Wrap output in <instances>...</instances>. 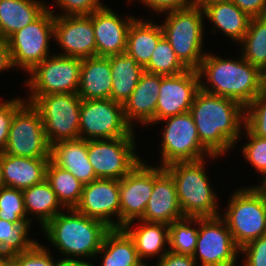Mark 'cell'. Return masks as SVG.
I'll return each mask as SVG.
<instances>
[{"instance_id": "5", "label": "cell", "mask_w": 266, "mask_h": 266, "mask_svg": "<svg viewBox=\"0 0 266 266\" xmlns=\"http://www.w3.org/2000/svg\"><path fill=\"white\" fill-rule=\"evenodd\" d=\"M163 34L176 57L187 69L197 70L206 55L204 41V12L202 8L188 7L165 12Z\"/></svg>"}, {"instance_id": "42", "label": "cell", "mask_w": 266, "mask_h": 266, "mask_svg": "<svg viewBox=\"0 0 266 266\" xmlns=\"http://www.w3.org/2000/svg\"><path fill=\"white\" fill-rule=\"evenodd\" d=\"M101 0H55L56 5L64 12L55 16L90 15L104 5Z\"/></svg>"}, {"instance_id": "1", "label": "cell", "mask_w": 266, "mask_h": 266, "mask_svg": "<svg viewBox=\"0 0 266 266\" xmlns=\"http://www.w3.org/2000/svg\"><path fill=\"white\" fill-rule=\"evenodd\" d=\"M189 112L202 145L212 155L222 156L238 143L245 124V107L240 103L200 88Z\"/></svg>"}, {"instance_id": "37", "label": "cell", "mask_w": 266, "mask_h": 266, "mask_svg": "<svg viewBox=\"0 0 266 266\" xmlns=\"http://www.w3.org/2000/svg\"><path fill=\"white\" fill-rule=\"evenodd\" d=\"M29 218L24 208L22 190L2 187L0 189V219L20 224L23 221H32L33 218Z\"/></svg>"}, {"instance_id": "22", "label": "cell", "mask_w": 266, "mask_h": 266, "mask_svg": "<svg viewBox=\"0 0 266 266\" xmlns=\"http://www.w3.org/2000/svg\"><path fill=\"white\" fill-rule=\"evenodd\" d=\"M50 158H27L3 153L0 166L6 187L24 190L46 179Z\"/></svg>"}, {"instance_id": "11", "label": "cell", "mask_w": 266, "mask_h": 266, "mask_svg": "<svg viewBox=\"0 0 266 266\" xmlns=\"http://www.w3.org/2000/svg\"><path fill=\"white\" fill-rule=\"evenodd\" d=\"M82 59L52 55L36 65L28 74L26 85L30 97L50 94L77 93L81 73Z\"/></svg>"}, {"instance_id": "25", "label": "cell", "mask_w": 266, "mask_h": 266, "mask_svg": "<svg viewBox=\"0 0 266 266\" xmlns=\"http://www.w3.org/2000/svg\"><path fill=\"white\" fill-rule=\"evenodd\" d=\"M203 12L214 25L212 31L218 29L236 43H240L248 31L251 17L231 0L210 3L203 8Z\"/></svg>"}, {"instance_id": "8", "label": "cell", "mask_w": 266, "mask_h": 266, "mask_svg": "<svg viewBox=\"0 0 266 266\" xmlns=\"http://www.w3.org/2000/svg\"><path fill=\"white\" fill-rule=\"evenodd\" d=\"M55 12L48 7L37 19L8 39L13 67L29 73L50 56L49 43L54 38Z\"/></svg>"}, {"instance_id": "34", "label": "cell", "mask_w": 266, "mask_h": 266, "mask_svg": "<svg viewBox=\"0 0 266 266\" xmlns=\"http://www.w3.org/2000/svg\"><path fill=\"white\" fill-rule=\"evenodd\" d=\"M31 221L15 224L0 219V250L8 257L30 250L38 241L28 238Z\"/></svg>"}, {"instance_id": "54", "label": "cell", "mask_w": 266, "mask_h": 266, "mask_svg": "<svg viewBox=\"0 0 266 266\" xmlns=\"http://www.w3.org/2000/svg\"><path fill=\"white\" fill-rule=\"evenodd\" d=\"M7 256L0 250V264Z\"/></svg>"}, {"instance_id": "3", "label": "cell", "mask_w": 266, "mask_h": 266, "mask_svg": "<svg viewBox=\"0 0 266 266\" xmlns=\"http://www.w3.org/2000/svg\"><path fill=\"white\" fill-rule=\"evenodd\" d=\"M66 211L67 214L60 212L41 228L47 240L61 255H66L63 261H85L87 258H96L103 239L111 228L103 221L90 218L75 209Z\"/></svg>"}, {"instance_id": "52", "label": "cell", "mask_w": 266, "mask_h": 266, "mask_svg": "<svg viewBox=\"0 0 266 266\" xmlns=\"http://www.w3.org/2000/svg\"><path fill=\"white\" fill-rule=\"evenodd\" d=\"M262 93L266 94V67L262 70Z\"/></svg>"}, {"instance_id": "47", "label": "cell", "mask_w": 266, "mask_h": 266, "mask_svg": "<svg viewBox=\"0 0 266 266\" xmlns=\"http://www.w3.org/2000/svg\"><path fill=\"white\" fill-rule=\"evenodd\" d=\"M14 69L8 41L0 37V72Z\"/></svg>"}, {"instance_id": "27", "label": "cell", "mask_w": 266, "mask_h": 266, "mask_svg": "<svg viewBox=\"0 0 266 266\" xmlns=\"http://www.w3.org/2000/svg\"><path fill=\"white\" fill-rule=\"evenodd\" d=\"M47 8L43 0H0V37L7 40L37 19Z\"/></svg>"}, {"instance_id": "40", "label": "cell", "mask_w": 266, "mask_h": 266, "mask_svg": "<svg viewBox=\"0 0 266 266\" xmlns=\"http://www.w3.org/2000/svg\"><path fill=\"white\" fill-rule=\"evenodd\" d=\"M45 245L37 242L30 250L10 256L16 266H60L62 259L53 260Z\"/></svg>"}, {"instance_id": "45", "label": "cell", "mask_w": 266, "mask_h": 266, "mask_svg": "<svg viewBox=\"0 0 266 266\" xmlns=\"http://www.w3.org/2000/svg\"><path fill=\"white\" fill-rule=\"evenodd\" d=\"M251 18L266 16V0H231Z\"/></svg>"}, {"instance_id": "19", "label": "cell", "mask_w": 266, "mask_h": 266, "mask_svg": "<svg viewBox=\"0 0 266 266\" xmlns=\"http://www.w3.org/2000/svg\"><path fill=\"white\" fill-rule=\"evenodd\" d=\"M184 218L173 177L164 167H154L153 192L140 220L170 225Z\"/></svg>"}, {"instance_id": "16", "label": "cell", "mask_w": 266, "mask_h": 266, "mask_svg": "<svg viewBox=\"0 0 266 266\" xmlns=\"http://www.w3.org/2000/svg\"><path fill=\"white\" fill-rule=\"evenodd\" d=\"M75 210L103 221L110 228H120L119 180L97 178L84 184ZM114 215L117 220L113 219Z\"/></svg>"}, {"instance_id": "6", "label": "cell", "mask_w": 266, "mask_h": 266, "mask_svg": "<svg viewBox=\"0 0 266 266\" xmlns=\"http://www.w3.org/2000/svg\"><path fill=\"white\" fill-rule=\"evenodd\" d=\"M39 112L49 145L80 139L81 98L77 93L50 94L28 97Z\"/></svg>"}, {"instance_id": "43", "label": "cell", "mask_w": 266, "mask_h": 266, "mask_svg": "<svg viewBox=\"0 0 266 266\" xmlns=\"http://www.w3.org/2000/svg\"><path fill=\"white\" fill-rule=\"evenodd\" d=\"M240 253L245 256L243 266H266V235L242 246Z\"/></svg>"}, {"instance_id": "14", "label": "cell", "mask_w": 266, "mask_h": 266, "mask_svg": "<svg viewBox=\"0 0 266 266\" xmlns=\"http://www.w3.org/2000/svg\"><path fill=\"white\" fill-rule=\"evenodd\" d=\"M240 248L235 244L224 219L199 218V229L193 258L202 266H236Z\"/></svg>"}, {"instance_id": "32", "label": "cell", "mask_w": 266, "mask_h": 266, "mask_svg": "<svg viewBox=\"0 0 266 266\" xmlns=\"http://www.w3.org/2000/svg\"><path fill=\"white\" fill-rule=\"evenodd\" d=\"M46 180L55 191L61 205L65 209H75L81 199L83 184L51 160L47 166Z\"/></svg>"}, {"instance_id": "53", "label": "cell", "mask_w": 266, "mask_h": 266, "mask_svg": "<svg viewBox=\"0 0 266 266\" xmlns=\"http://www.w3.org/2000/svg\"><path fill=\"white\" fill-rule=\"evenodd\" d=\"M5 184H4V181H3V175H2V169H1V166H0V189L2 187H4Z\"/></svg>"}, {"instance_id": "17", "label": "cell", "mask_w": 266, "mask_h": 266, "mask_svg": "<svg viewBox=\"0 0 266 266\" xmlns=\"http://www.w3.org/2000/svg\"><path fill=\"white\" fill-rule=\"evenodd\" d=\"M199 89L200 79L197 70L187 69L177 75L163 76L158 93L155 123L170 116L189 112Z\"/></svg>"}, {"instance_id": "28", "label": "cell", "mask_w": 266, "mask_h": 266, "mask_svg": "<svg viewBox=\"0 0 266 266\" xmlns=\"http://www.w3.org/2000/svg\"><path fill=\"white\" fill-rule=\"evenodd\" d=\"M164 36L162 26L152 19L135 18L129 26L125 53L145 67L158 41Z\"/></svg>"}, {"instance_id": "31", "label": "cell", "mask_w": 266, "mask_h": 266, "mask_svg": "<svg viewBox=\"0 0 266 266\" xmlns=\"http://www.w3.org/2000/svg\"><path fill=\"white\" fill-rule=\"evenodd\" d=\"M22 192L27 216L34 214L36 216L34 218L40 221L39 224L42 228L57 214L62 212V208L65 211L55 191L46 179L41 183L22 190Z\"/></svg>"}, {"instance_id": "4", "label": "cell", "mask_w": 266, "mask_h": 266, "mask_svg": "<svg viewBox=\"0 0 266 266\" xmlns=\"http://www.w3.org/2000/svg\"><path fill=\"white\" fill-rule=\"evenodd\" d=\"M206 161L175 162L164 167L175 181L184 217L205 218L222 214L218 211V198L206 174Z\"/></svg>"}, {"instance_id": "12", "label": "cell", "mask_w": 266, "mask_h": 266, "mask_svg": "<svg viewBox=\"0 0 266 266\" xmlns=\"http://www.w3.org/2000/svg\"><path fill=\"white\" fill-rule=\"evenodd\" d=\"M133 129L126 123L123 104L111 99H82L80 139L102 140L126 137Z\"/></svg>"}, {"instance_id": "7", "label": "cell", "mask_w": 266, "mask_h": 266, "mask_svg": "<svg viewBox=\"0 0 266 266\" xmlns=\"http://www.w3.org/2000/svg\"><path fill=\"white\" fill-rule=\"evenodd\" d=\"M224 215L235 244L241 248L266 235V204L254 187H242L232 193Z\"/></svg>"}, {"instance_id": "35", "label": "cell", "mask_w": 266, "mask_h": 266, "mask_svg": "<svg viewBox=\"0 0 266 266\" xmlns=\"http://www.w3.org/2000/svg\"><path fill=\"white\" fill-rule=\"evenodd\" d=\"M198 229L199 218L184 217L171 223L169 225L168 250L177 254L193 256L198 238Z\"/></svg>"}, {"instance_id": "41", "label": "cell", "mask_w": 266, "mask_h": 266, "mask_svg": "<svg viewBox=\"0 0 266 266\" xmlns=\"http://www.w3.org/2000/svg\"><path fill=\"white\" fill-rule=\"evenodd\" d=\"M13 98L8 101L0 100V155L5 152L10 126L14 114L26 103L24 98Z\"/></svg>"}, {"instance_id": "39", "label": "cell", "mask_w": 266, "mask_h": 266, "mask_svg": "<svg viewBox=\"0 0 266 266\" xmlns=\"http://www.w3.org/2000/svg\"><path fill=\"white\" fill-rule=\"evenodd\" d=\"M245 135L248 138L247 143L242 145V154L249 164L254 167L255 171L266 175V138L253 135L245 126ZM250 140V141H249Z\"/></svg>"}, {"instance_id": "50", "label": "cell", "mask_w": 266, "mask_h": 266, "mask_svg": "<svg viewBox=\"0 0 266 266\" xmlns=\"http://www.w3.org/2000/svg\"><path fill=\"white\" fill-rule=\"evenodd\" d=\"M60 266H94L89 261H63Z\"/></svg>"}, {"instance_id": "51", "label": "cell", "mask_w": 266, "mask_h": 266, "mask_svg": "<svg viewBox=\"0 0 266 266\" xmlns=\"http://www.w3.org/2000/svg\"><path fill=\"white\" fill-rule=\"evenodd\" d=\"M0 266H16L15 265V261L11 258V257H6L2 263L0 264Z\"/></svg>"}, {"instance_id": "24", "label": "cell", "mask_w": 266, "mask_h": 266, "mask_svg": "<svg viewBox=\"0 0 266 266\" xmlns=\"http://www.w3.org/2000/svg\"><path fill=\"white\" fill-rule=\"evenodd\" d=\"M112 71L110 56H94L82 59L77 94L81 99H110Z\"/></svg>"}, {"instance_id": "49", "label": "cell", "mask_w": 266, "mask_h": 266, "mask_svg": "<svg viewBox=\"0 0 266 266\" xmlns=\"http://www.w3.org/2000/svg\"><path fill=\"white\" fill-rule=\"evenodd\" d=\"M219 0H190V7L204 8L206 5Z\"/></svg>"}, {"instance_id": "20", "label": "cell", "mask_w": 266, "mask_h": 266, "mask_svg": "<svg viewBox=\"0 0 266 266\" xmlns=\"http://www.w3.org/2000/svg\"><path fill=\"white\" fill-rule=\"evenodd\" d=\"M134 19V16L121 18L106 5L94 11L92 26L97 56L108 57L125 53L128 29Z\"/></svg>"}, {"instance_id": "33", "label": "cell", "mask_w": 266, "mask_h": 266, "mask_svg": "<svg viewBox=\"0 0 266 266\" xmlns=\"http://www.w3.org/2000/svg\"><path fill=\"white\" fill-rule=\"evenodd\" d=\"M239 44L243 49L240 54L247 62L261 70L266 67V16L251 18Z\"/></svg>"}, {"instance_id": "38", "label": "cell", "mask_w": 266, "mask_h": 266, "mask_svg": "<svg viewBox=\"0 0 266 266\" xmlns=\"http://www.w3.org/2000/svg\"><path fill=\"white\" fill-rule=\"evenodd\" d=\"M244 126L253 135L266 138V94L261 93L245 107Z\"/></svg>"}, {"instance_id": "13", "label": "cell", "mask_w": 266, "mask_h": 266, "mask_svg": "<svg viewBox=\"0 0 266 266\" xmlns=\"http://www.w3.org/2000/svg\"><path fill=\"white\" fill-rule=\"evenodd\" d=\"M50 149L39 112L26 102L14 114L4 153L27 158H50Z\"/></svg>"}, {"instance_id": "48", "label": "cell", "mask_w": 266, "mask_h": 266, "mask_svg": "<svg viewBox=\"0 0 266 266\" xmlns=\"http://www.w3.org/2000/svg\"><path fill=\"white\" fill-rule=\"evenodd\" d=\"M261 185H254L255 190L262 196L264 203L266 204V175L262 177Z\"/></svg>"}, {"instance_id": "46", "label": "cell", "mask_w": 266, "mask_h": 266, "mask_svg": "<svg viewBox=\"0 0 266 266\" xmlns=\"http://www.w3.org/2000/svg\"><path fill=\"white\" fill-rule=\"evenodd\" d=\"M155 266H198L193 256L168 251Z\"/></svg>"}, {"instance_id": "23", "label": "cell", "mask_w": 266, "mask_h": 266, "mask_svg": "<svg viewBox=\"0 0 266 266\" xmlns=\"http://www.w3.org/2000/svg\"><path fill=\"white\" fill-rule=\"evenodd\" d=\"M50 160L69 171L83 185L97 179L88 160L87 141L84 139L60 141L51 145Z\"/></svg>"}, {"instance_id": "9", "label": "cell", "mask_w": 266, "mask_h": 266, "mask_svg": "<svg viewBox=\"0 0 266 266\" xmlns=\"http://www.w3.org/2000/svg\"><path fill=\"white\" fill-rule=\"evenodd\" d=\"M160 121L165 122L166 125L161 133L162 163L159 166L166 167L175 162L197 161L206 157L219 158L202 145L190 112L170 116Z\"/></svg>"}, {"instance_id": "15", "label": "cell", "mask_w": 266, "mask_h": 266, "mask_svg": "<svg viewBox=\"0 0 266 266\" xmlns=\"http://www.w3.org/2000/svg\"><path fill=\"white\" fill-rule=\"evenodd\" d=\"M153 185L154 166L142 160L119 180L120 228L143 217Z\"/></svg>"}, {"instance_id": "2", "label": "cell", "mask_w": 266, "mask_h": 266, "mask_svg": "<svg viewBox=\"0 0 266 266\" xmlns=\"http://www.w3.org/2000/svg\"><path fill=\"white\" fill-rule=\"evenodd\" d=\"M239 58L232 60L209 52L197 71L202 90L235 100L246 107L262 93V70L251 65L242 55ZM204 78L206 84L202 81Z\"/></svg>"}, {"instance_id": "10", "label": "cell", "mask_w": 266, "mask_h": 266, "mask_svg": "<svg viewBox=\"0 0 266 266\" xmlns=\"http://www.w3.org/2000/svg\"><path fill=\"white\" fill-rule=\"evenodd\" d=\"M133 129L126 137L88 140V160L97 178L121 180L141 160Z\"/></svg>"}, {"instance_id": "36", "label": "cell", "mask_w": 266, "mask_h": 266, "mask_svg": "<svg viewBox=\"0 0 266 266\" xmlns=\"http://www.w3.org/2000/svg\"><path fill=\"white\" fill-rule=\"evenodd\" d=\"M145 72L172 76L183 73L187 68L176 57L169 41L163 36L156 45L149 63L144 67Z\"/></svg>"}, {"instance_id": "21", "label": "cell", "mask_w": 266, "mask_h": 266, "mask_svg": "<svg viewBox=\"0 0 266 266\" xmlns=\"http://www.w3.org/2000/svg\"><path fill=\"white\" fill-rule=\"evenodd\" d=\"M162 77V75L144 72L134 91L124 102V118L132 129L134 128L133 123L137 121L145 126L155 124L156 105Z\"/></svg>"}, {"instance_id": "26", "label": "cell", "mask_w": 266, "mask_h": 266, "mask_svg": "<svg viewBox=\"0 0 266 266\" xmlns=\"http://www.w3.org/2000/svg\"><path fill=\"white\" fill-rule=\"evenodd\" d=\"M136 221L142 224L132 229L134 223L132 221L127 223L123 229L133 239L139 259L143 262L145 258L158 255L159 261L169 251L168 247L165 248L169 246V225L144 220Z\"/></svg>"}, {"instance_id": "44", "label": "cell", "mask_w": 266, "mask_h": 266, "mask_svg": "<svg viewBox=\"0 0 266 266\" xmlns=\"http://www.w3.org/2000/svg\"><path fill=\"white\" fill-rule=\"evenodd\" d=\"M156 13H165L190 7V0H138Z\"/></svg>"}, {"instance_id": "30", "label": "cell", "mask_w": 266, "mask_h": 266, "mask_svg": "<svg viewBox=\"0 0 266 266\" xmlns=\"http://www.w3.org/2000/svg\"><path fill=\"white\" fill-rule=\"evenodd\" d=\"M112 89L110 99L124 104L138 84L144 67L126 53L111 55Z\"/></svg>"}, {"instance_id": "18", "label": "cell", "mask_w": 266, "mask_h": 266, "mask_svg": "<svg viewBox=\"0 0 266 266\" xmlns=\"http://www.w3.org/2000/svg\"><path fill=\"white\" fill-rule=\"evenodd\" d=\"M54 40L62 48L58 55L80 59L97 56L92 14L55 16Z\"/></svg>"}, {"instance_id": "29", "label": "cell", "mask_w": 266, "mask_h": 266, "mask_svg": "<svg viewBox=\"0 0 266 266\" xmlns=\"http://www.w3.org/2000/svg\"><path fill=\"white\" fill-rule=\"evenodd\" d=\"M102 254L100 266H149L139 259L133 239L123 228L106 233L96 257Z\"/></svg>"}]
</instances>
